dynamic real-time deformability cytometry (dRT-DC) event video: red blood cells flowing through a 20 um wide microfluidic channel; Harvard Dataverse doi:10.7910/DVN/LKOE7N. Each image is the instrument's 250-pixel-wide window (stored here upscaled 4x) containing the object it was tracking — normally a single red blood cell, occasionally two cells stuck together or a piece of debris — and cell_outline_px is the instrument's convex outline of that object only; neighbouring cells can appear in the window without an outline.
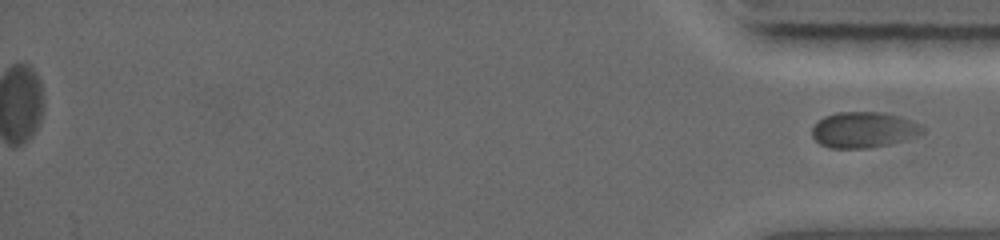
{"species": "common noctule bat (a hibernating species)", "species_latin": "Nyctalus noctula", "temperature_condition": "warm", "stored_images_in_passage": 28, "segment_of_instrument_passage": [2, 2], "camera_frame_rate_fps": 5000, "um_per_image_px": 0.085, "animal": {"sex": "female", "body_mass_g": 19.0, "forearm_length_mm": 56.7}, "frame": {"image": 1, "passage_image": 28, "time_ms": 14.2, "image_size_px": [1000, 240], "cell_outline_px": [[924, 132], [880, 144], [852, 148], [836, 148], [820, 144], [812, 136], [812, 128], [824, 116], [840, 112], [880, 112], [900, 116], [920, 124], [924, 128]], "centroid_in_image_um": [73.33, 10.99], "position_along_channel_um": 361.9, "area_um2": 21.91}}